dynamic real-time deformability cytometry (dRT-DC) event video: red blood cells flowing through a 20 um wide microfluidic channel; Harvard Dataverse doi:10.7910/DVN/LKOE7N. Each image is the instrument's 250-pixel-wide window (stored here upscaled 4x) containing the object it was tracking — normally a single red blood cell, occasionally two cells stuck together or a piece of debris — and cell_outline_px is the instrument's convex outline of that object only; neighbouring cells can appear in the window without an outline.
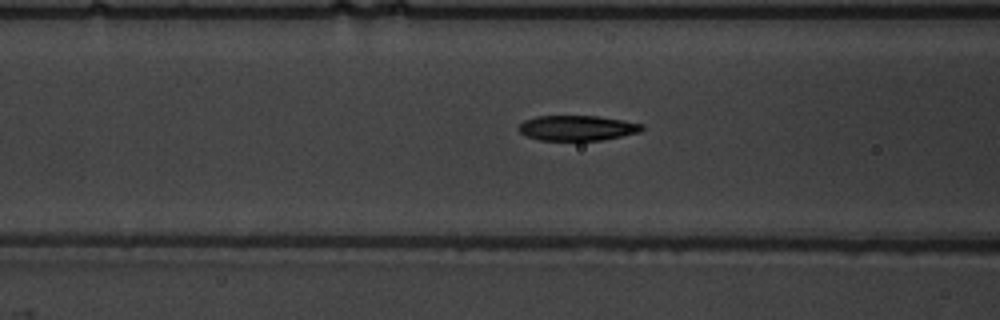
{"species": "common noctule bat (a hibernating species)", "species_latin": "Nyctalus noctula", "temperature_condition": "warm", "stored_images_in_passage": 38, "camera_frame_rate_fps": 3000, "um_per_image_px": 0.085, "animal": {"sex": "male", "body_mass_g": 19.5, "forearm_length_mm": 54.6}, "frame": {"image": 1, "passage_image": 6, "time_ms": 1.667, "image_size_px": [1000, 320], "cell_outline_px": [[644, 128], [640, 132], [600, 140], [540, 140], [528, 136], [520, 132], [516, 128], [524, 120], [536, 116], [600, 116], [624, 120], [644, 124]], "centroid_in_image_um": [49.07, 10.87], "position_along_channel_um": 117.5, "area_um2": 18.09}}
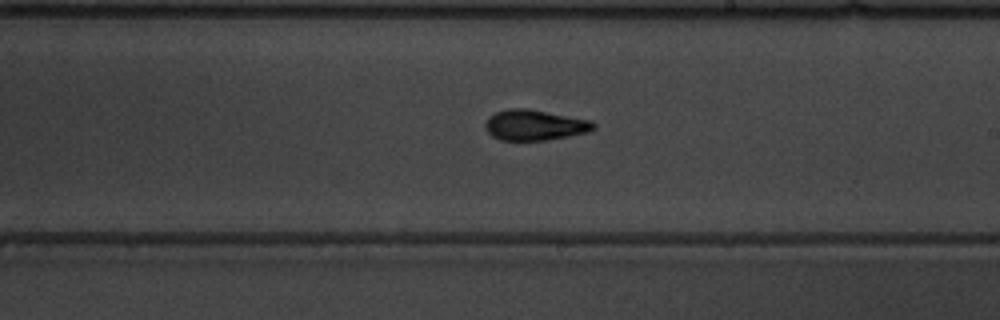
{"frame": {"image": 2, "passage_image": 16, "time_ms": 5.0, "image_size_px": [1000, 320], "cell_outline_px": [[596, 128], [588, 132], [548, 140], [500, 140], [492, 136], [484, 128], [484, 124], [488, 116], [496, 112], [508, 108], [528, 108], [592, 120], [596, 124]], "centroid_in_image_um": [45.44, 10.62], "position_along_channel_um": 243.6, "area_um2": 19.54}}
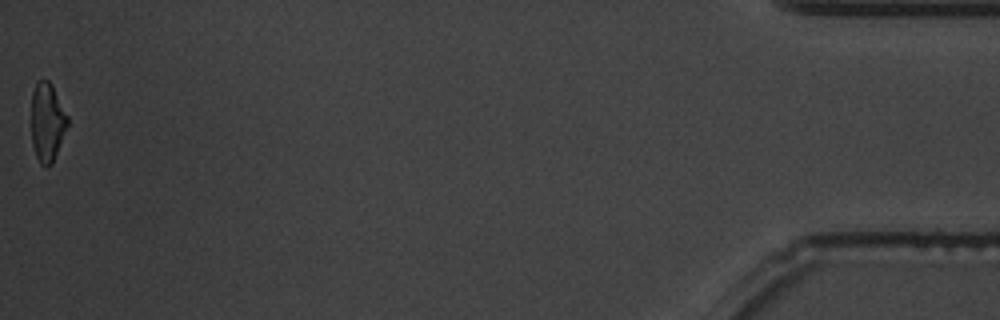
{"frame": {"image": 3, "passage_image": 38, "time_ms": 12.333, "image_size_px": [1000, 320], "cell_outline_px": [[68, 124], [52, 164], [48, 168], [44, 168], [40, 164], [36, 156], [32, 144], [32, 92], [36, 80], [48, 80], [52, 84], [68, 116]], "centroid_in_image_um": [4.01, 10.39], "position_along_channel_um": 431.2, "area_um2": 16.7}, "authors_computed_cell_mechanics": {"area_um2": 18.4671, "velocity_mm_per_s": 3.785, "shape_relaxation_time_tau1_ms": 3.412, "shape_relaxation_time_tau2_ms": 3.0258, "deformation_change_tau1": 0.1579, "deformation_change_tau2": 0.1024}}